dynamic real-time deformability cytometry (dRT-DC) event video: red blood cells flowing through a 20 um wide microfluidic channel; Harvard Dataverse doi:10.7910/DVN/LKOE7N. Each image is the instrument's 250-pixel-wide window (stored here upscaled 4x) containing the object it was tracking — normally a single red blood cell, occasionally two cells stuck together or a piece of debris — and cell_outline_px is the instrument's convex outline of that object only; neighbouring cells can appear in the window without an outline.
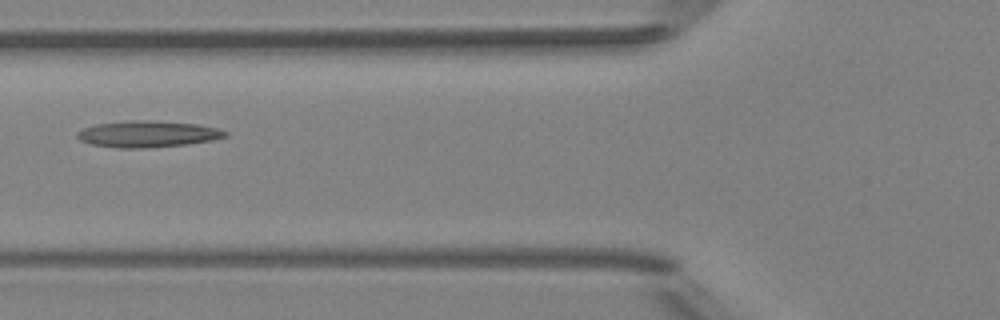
{"species": "Egyptian fruit bat (a non-hibernating species)", "species_latin": "Rousettus aegyptiacus", "temperature_condition": "room temperature", "stored_images_in_passage": 3, "camera_frame_rate_fps": 3000, "um_per_image_px": 0.085, "animal": {"sex": "female"}, "frame": {"image": 1, "passage_image": 2, "time_ms": 0.333, "image_size_px": [1000, 320], "cell_outline_px": [[228, 136], [212, 140], [188, 144], [144, 148], [116, 148], [92, 144], [80, 140], [76, 136], [76, 132], [84, 128], [96, 124], [128, 120], [148, 120], [196, 124], [216, 128], [228, 132]], "centroid_in_image_um": [12.54, 11.39], "position_along_channel_um": 113.3, "area_um2": 22.77}}
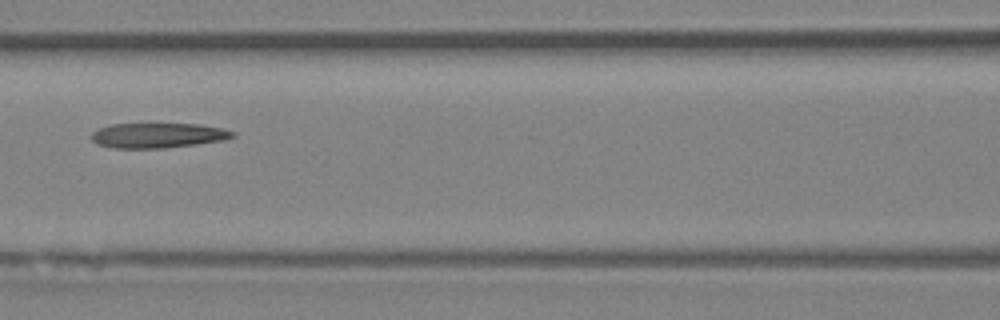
{"frame": {"image": 2, "passage_image": 3, "time_ms": 0.667, "image_size_px": [1000, 320], "cell_outline_px": [[236, 136], [224, 140], [196, 144], [164, 148], [112, 148], [96, 144], [92, 140], [92, 132], [100, 128], [112, 124], [200, 124], [220, 128], [236, 132]], "centroid_in_image_um": [13.43, 11.51], "position_along_channel_um": 153.2, "area_um2": 20.52}}